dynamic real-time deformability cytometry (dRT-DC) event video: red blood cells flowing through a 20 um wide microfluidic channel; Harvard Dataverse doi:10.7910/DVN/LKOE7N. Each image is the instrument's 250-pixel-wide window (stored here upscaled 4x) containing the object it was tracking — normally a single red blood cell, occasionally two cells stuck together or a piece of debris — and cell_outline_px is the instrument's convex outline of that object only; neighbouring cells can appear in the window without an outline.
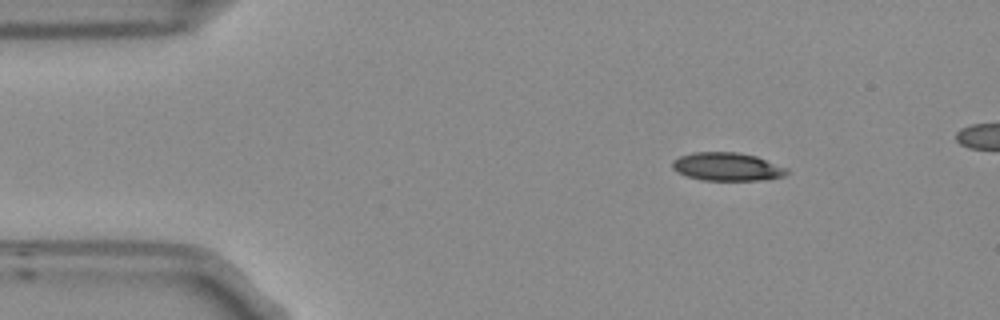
{"species": "Egyptian fruit bat (a non-hibernating species)", "species_latin": "Rousettus aegyptiacus", "temperature_condition": "room temperature", "stored_images_in_passage": 4, "camera_frame_rate_fps": 3000, "um_per_image_px": 0.085, "frame": {"image": 1, "passage_image": 1, "time_ms": 0.0, "image_size_px": [1000, 320], "cell_outline_px": [[788, 172], [784, 176], [760, 180], [700, 180], [676, 172], [672, 168], [672, 160], [680, 156], [692, 152], [736, 152], [756, 156], [788, 168]], "centroid_in_image_um": [61.78, 14.17], "position_along_channel_um": 23.2, "area_um2": 18.84}}